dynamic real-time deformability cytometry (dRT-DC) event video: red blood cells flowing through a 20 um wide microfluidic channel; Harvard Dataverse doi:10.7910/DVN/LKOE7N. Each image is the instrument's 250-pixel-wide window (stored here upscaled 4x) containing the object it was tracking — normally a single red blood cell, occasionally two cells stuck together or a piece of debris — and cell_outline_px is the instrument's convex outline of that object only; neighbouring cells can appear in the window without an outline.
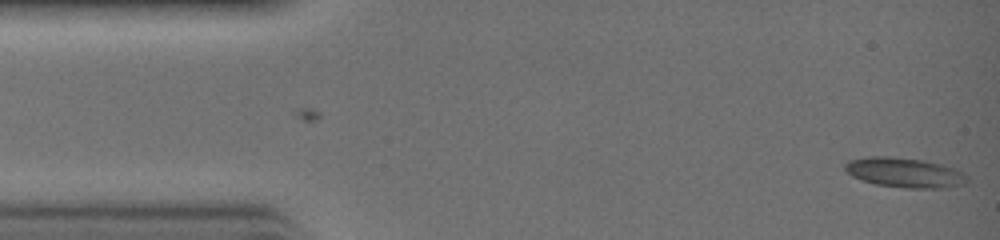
{"species": "common noctule bat (a hibernating species)", "species_latin": "Nyctalus noctula", "temperature_condition": "warm", "stored_images_in_passage": 9, "camera_frame_rate_fps": 3000, "um_per_image_px": 0.085, "animal": {"sex": "female", "body_mass_g": 19.0, "forearm_length_mm": 51.5}, "frame": {"image": 1, "passage_image": 9, "time_ms": 2.667, "image_size_px": [1000, 240], "cell_outline_px": [[968, 180], [964, 184], [944, 188], [908, 188], [876, 184], [852, 176], [844, 168], [844, 164], [848, 160], [868, 156], [888, 156], [924, 160], [956, 168], [964, 172]], "centroid_in_image_um": [76.91, 14.66], "position_along_channel_um": 8.1, "area_um2": 21.21}}